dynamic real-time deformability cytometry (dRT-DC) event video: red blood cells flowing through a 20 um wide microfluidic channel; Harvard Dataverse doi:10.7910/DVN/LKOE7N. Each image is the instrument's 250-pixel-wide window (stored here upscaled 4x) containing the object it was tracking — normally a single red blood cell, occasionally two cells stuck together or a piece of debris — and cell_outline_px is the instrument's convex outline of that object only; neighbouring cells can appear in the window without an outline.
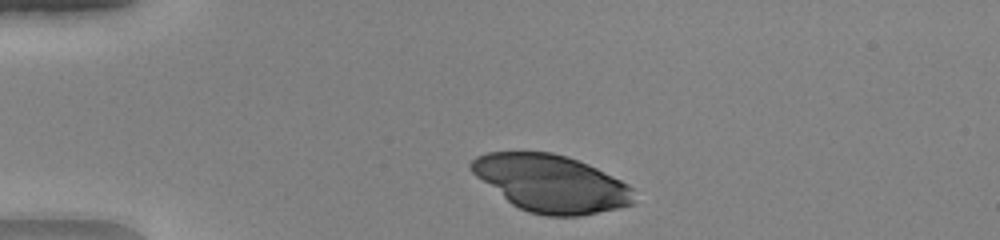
{"species": "human", "species_latin": "Homo sapiens", "temperature_condition": "warm", "stored_images_in_passage": 35, "camera_frame_rate_fps": 3000, "um_per_image_px": 0.085, "donor": {"sex": "female"}, "frame": {"image": 1, "passage_image": 2, "time_ms": 0.333, "image_size_px": [1000, 240], "cell_outline_px": [[632, 204], [620, 208], [580, 216], [544, 216], [528, 212], [512, 204], [476, 176], [468, 168], [468, 164], [476, 156], [488, 152], [552, 152], [568, 156], [588, 164], [628, 184], [632, 188]], "centroid_in_image_um": [46.82, 15.59], "position_along_channel_um": 38.2, "area_um2": 53.99}}